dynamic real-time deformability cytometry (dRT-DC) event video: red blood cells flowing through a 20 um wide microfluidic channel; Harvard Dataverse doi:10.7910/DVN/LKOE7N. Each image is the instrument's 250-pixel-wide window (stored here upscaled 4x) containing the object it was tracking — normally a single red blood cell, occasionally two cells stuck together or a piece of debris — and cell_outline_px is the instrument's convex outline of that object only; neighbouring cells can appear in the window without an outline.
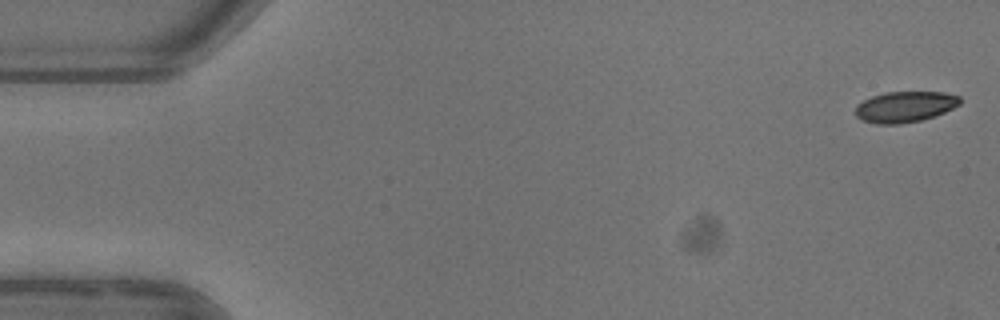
{"species": "common noctule bat (a hibernating species)", "species_latin": "Nyctalus noctula", "temperature_condition": "warm", "stored_images_in_passage": 6, "camera_frame_rate_fps": 3000, "um_per_image_px": 0.085, "animal": {"sex": "female"}, "frame": {"image": 1, "passage_image": 1, "time_ms": 0.0, "image_size_px": [1000, 320], "cell_outline_px": [[960, 104], [944, 112], [920, 120], [900, 124], [876, 124], [864, 120], [856, 116], [856, 104], [872, 96], [884, 92], [944, 92], [960, 96]], "centroid_in_image_um": [76.91, 9.07], "position_along_channel_um": 8.1, "area_um2": 18.67}}
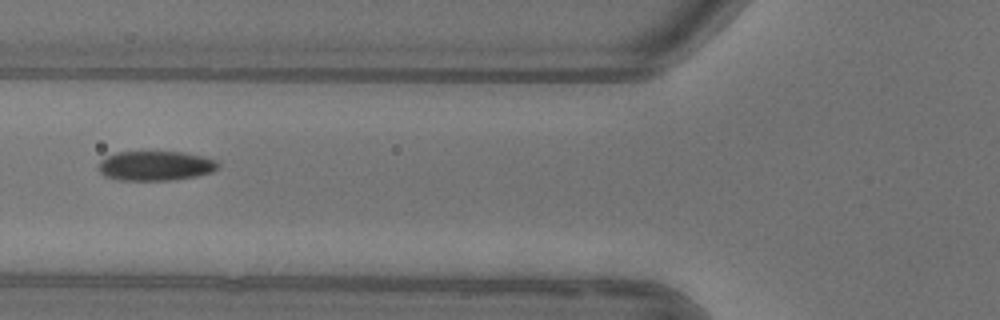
{"frame": {"image": 2, "passage_image": 5, "time_ms": 6.333, "image_size_px": [1000, 320], "cell_outline_px": [[220, 164], [212, 172], [196, 176], [172, 180], [120, 180], [104, 176], [100, 172], [100, 160], [116, 152], [184, 152], [216, 160]], "centroid_in_image_um": [13.22, 14.09], "position_along_channel_um": 112.6, "area_um2": 20.46}}
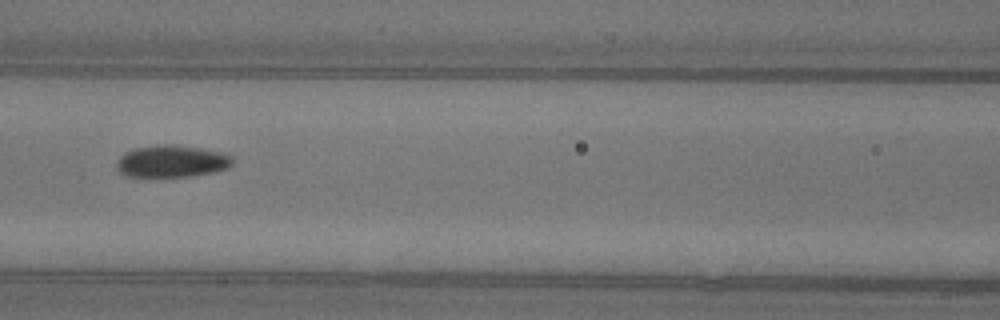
{"frame": {"image": 3, "passage_image": 6, "time_ms": 7.333, "image_size_px": [1000, 320], "cell_outline_px": [[232, 164], [228, 168], [212, 172], [188, 176], [124, 176], [116, 168], [116, 164], [120, 156], [124, 152], [136, 148], [164, 144], [172, 144], [228, 152], [232, 156]], "centroid_in_image_um": [14.62, 13.69], "position_along_channel_um": 152.0, "area_um2": 21.68}}